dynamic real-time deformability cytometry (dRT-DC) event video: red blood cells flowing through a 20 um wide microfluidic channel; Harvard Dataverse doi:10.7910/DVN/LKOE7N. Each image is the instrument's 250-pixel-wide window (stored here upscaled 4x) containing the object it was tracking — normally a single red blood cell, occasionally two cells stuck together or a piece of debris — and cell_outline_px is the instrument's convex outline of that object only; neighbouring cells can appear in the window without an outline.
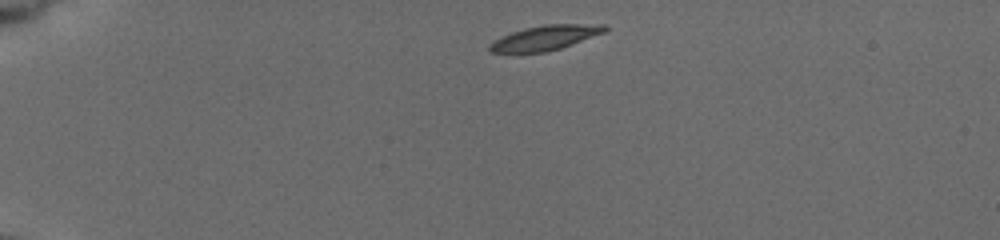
{"species": "common noctule bat (a hibernating species)", "species_latin": "Nyctalus noctula", "temperature_condition": "cold", "stored_images_in_passage": 48, "camera_frame_rate_fps": 3000, "um_per_image_px": 0.085, "animal": {"sex": "female", "body_mass_g": 19.5, "forearm_length_mm": 54.1}, "frame": {"image": 1, "passage_image": 1, "time_ms": 0.0, "image_size_px": [1000, 240], "cell_outline_px": [[608, 28], [604, 32], [572, 44], [560, 48], [544, 52], [488, 52], [488, 44], [500, 36], [524, 28], [544, 24], [604, 24]], "centroid_in_image_um": [46.3, 3.2], "position_along_channel_um": 38.7, "area_um2": 16.53}}
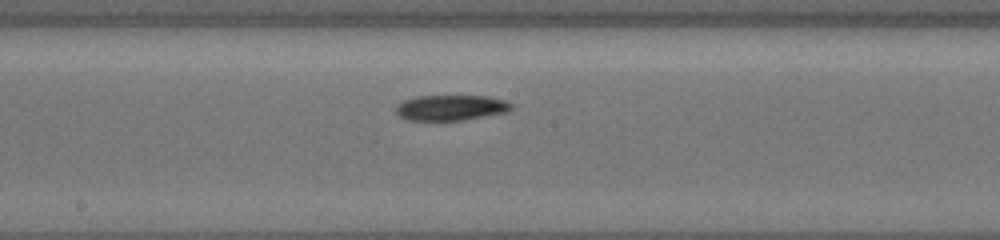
{"frame": {"image": 2, "passage_image": 21, "time_ms": 6.333, "image_size_px": [1000, 240], "cell_outline_px": [[512, 108], [508, 112], [460, 120], [408, 120], [400, 116], [396, 112], [396, 108], [404, 100], [416, 96], [488, 96], [504, 100], [512, 104]], "centroid_in_image_um": [38.34, 9.15], "position_along_channel_um": 209.9, "area_um2": 16.94}}
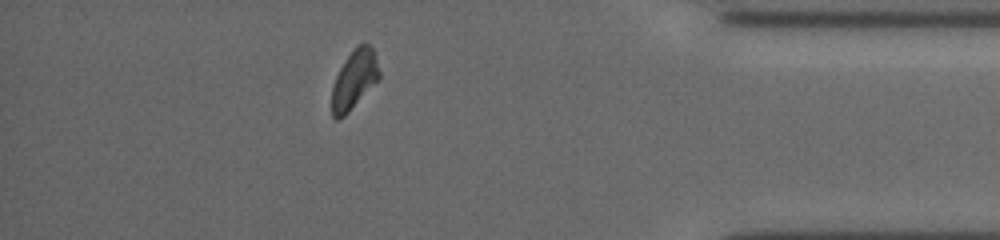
{"frame": {"image": 3, "passage_image": 41, "time_ms": 12.333, "image_size_px": [1000, 240], "cell_outline_px": [[380, 76], [348, 112], [344, 116], [336, 120], [332, 116], [332, 84], [340, 68], [352, 48], [356, 44], [368, 44], [372, 48], [380, 72]], "centroid_in_image_um": [30.08, 6.74], "position_along_channel_um": 405.1, "area_um2": 15.9}}